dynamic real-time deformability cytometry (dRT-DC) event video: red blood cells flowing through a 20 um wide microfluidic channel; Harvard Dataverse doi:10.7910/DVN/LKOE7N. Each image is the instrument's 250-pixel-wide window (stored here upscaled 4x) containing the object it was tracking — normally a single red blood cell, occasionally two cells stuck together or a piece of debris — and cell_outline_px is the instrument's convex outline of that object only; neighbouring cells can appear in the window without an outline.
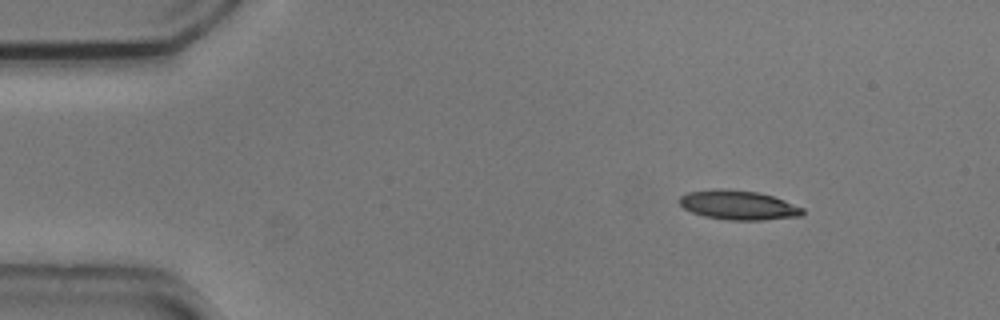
{"species": "common noctule bat (a hibernating species)", "species_latin": "Nyctalus noctula", "temperature_condition": "cold", "stored_images_in_passage": 4, "camera_frame_rate_fps": 3000, "um_per_image_px": 0.085, "animal": {"sex": "male", "body_mass_g": 20.5, "forearm_length_mm": 52.5}, "frame": {"image": 1, "passage_image": 1, "time_ms": 0.0, "image_size_px": [1000, 320], "cell_outline_px": [[804, 212], [800, 216], [764, 220], [728, 220], [704, 216], [692, 212], [684, 208], [680, 204], [680, 196], [688, 192], [712, 188], [720, 188], [756, 192], [772, 196], [784, 200], [804, 208]], "centroid_in_image_um": [62.75, 17.43], "position_along_channel_um": 22.3, "area_um2": 21.04}}
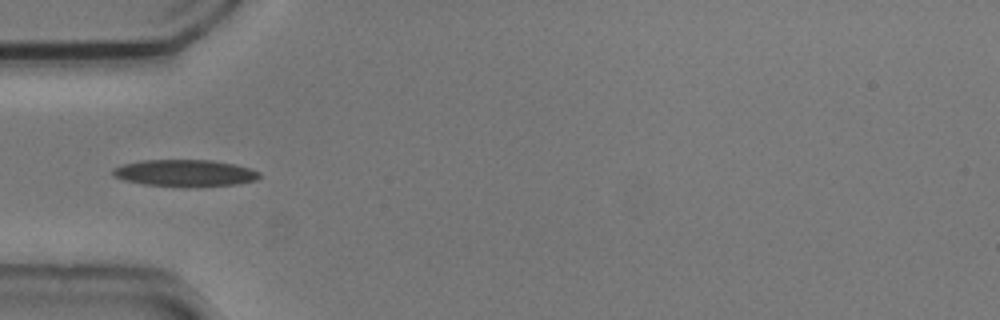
{"frame": {"image": 2, "passage_image": 4, "time_ms": 1.0, "image_size_px": [1000, 320], "cell_outline_px": [[260, 176], [256, 180], [236, 184], [196, 188], [188, 188], [144, 184], [124, 180], [116, 176], [112, 172], [112, 168], [124, 164], [140, 160], [212, 160], [236, 164], [260, 172]], "centroid_in_image_um": [15.74, 14.72], "position_along_channel_um": 69.3, "area_um2": 23.24}}